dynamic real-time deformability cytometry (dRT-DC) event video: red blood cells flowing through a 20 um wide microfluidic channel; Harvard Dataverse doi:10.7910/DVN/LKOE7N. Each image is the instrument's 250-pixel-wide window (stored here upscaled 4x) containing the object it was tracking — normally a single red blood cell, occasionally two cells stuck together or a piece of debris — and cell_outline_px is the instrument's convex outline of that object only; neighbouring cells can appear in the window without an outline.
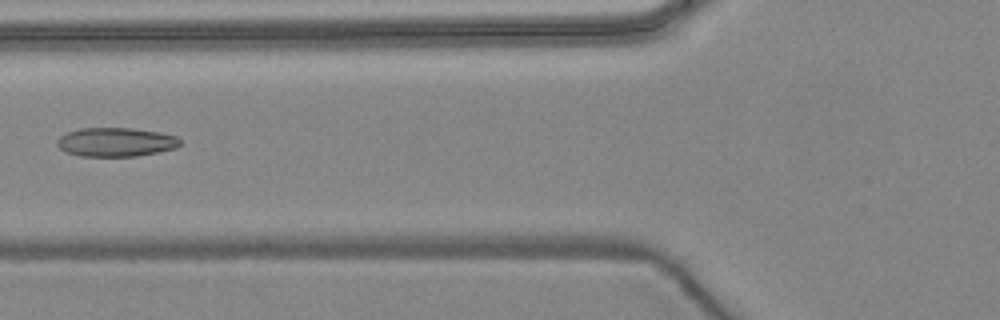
{"species": "common noctule bat (a hibernating species)", "species_latin": "Nyctalus noctula", "temperature_condition": "warm", "stored_images_in_passage": 6, "camera_frame_rate_fps": 3000, "um_per_image_px": 0.085, "animal": {"sex": "female", "body_mass_g": 24.6, "forearm_length_mm": 56.2}, "frame": {"image": 1, "passage_image": 6, "time_ms": 5.667, "image_size_px": [1000, 320], "cell_outline_px": [[180, 144], [176, 148], [160, 152], [136, 156], [80, 156], [64, 152], [56, 144], [56, 140], [60, 136], [68, 132], [80, 128], [132, 128], [160, 132], [176, 136], [180, 140]], "centroid_in_image_um": [9.84, 12.08], "position_along_channel_um": 116.0, "area_um2": 20.87}}